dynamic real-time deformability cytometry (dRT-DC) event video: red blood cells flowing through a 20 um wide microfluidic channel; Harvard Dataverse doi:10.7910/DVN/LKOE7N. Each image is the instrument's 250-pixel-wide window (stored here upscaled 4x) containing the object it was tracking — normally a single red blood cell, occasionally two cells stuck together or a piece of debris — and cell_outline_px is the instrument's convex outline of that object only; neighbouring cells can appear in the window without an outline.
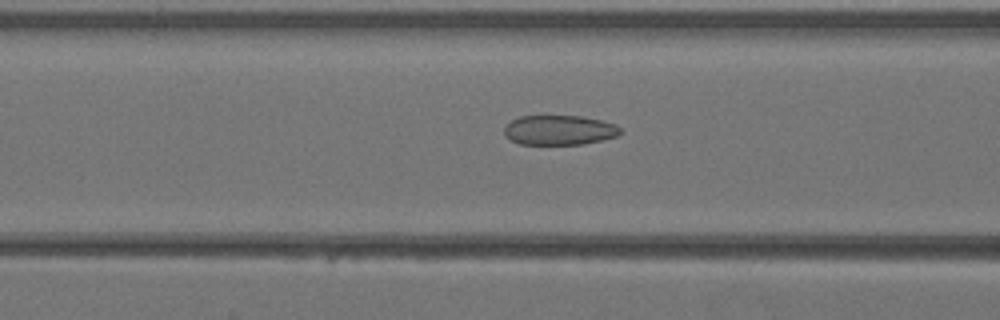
{"species": "Egyptian fruit bat (a non-hibernating species)", "species_latin": "Rousettus aegyptiacus", "temperature_condition": "warm", "stored_images_in_passage": 42, "camera_frame_rate_fps": 3000, "um_per_image_px": 0.085, "animal": {"sex": "female"}, "frame": {"image": 1, "passage_image": 17, "time_ms": 5.333, "image_size_px": [1000, 320], "cell_outline_px": [[620, 132], [616, 136], [584, 144], [520, 144], [512, 140], [504, 132], [504, 128], [512, 120], [520, 116], [580, 116], [600, 120], [616, 124], [620, 128]], "centroid_in_image_um": [47.54, 11.05], "position_along_channel_um": 119.1, "area_um2": 19.83}}
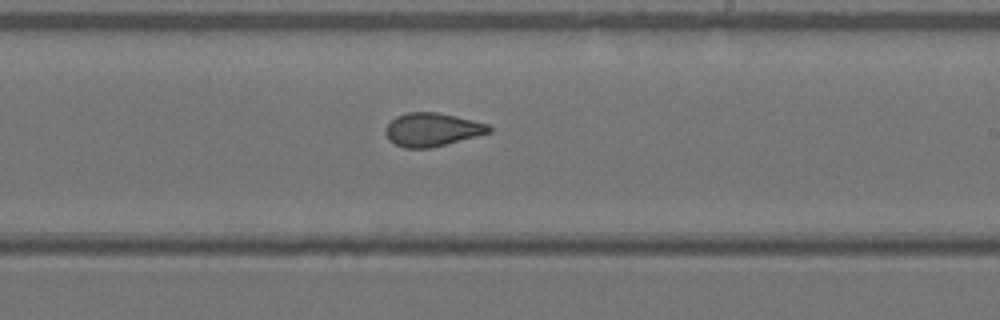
{"frame": {"image": 2, "passage_image": 25, "time_ms": 8.0, "image_size_px": [1000, 320], "cell_outline_px": [[492, 132], [432, 148], [404, 148], [388, 140], [384, 132], [388, 124], [396, 116], [408, 112], [436, 112], [456, 116], [488, 124], [492, 128]], "centroid_in_image_um": [36.73, 11.02], "position_along_channel_um": 252.3, "area_um2": 20.17}}
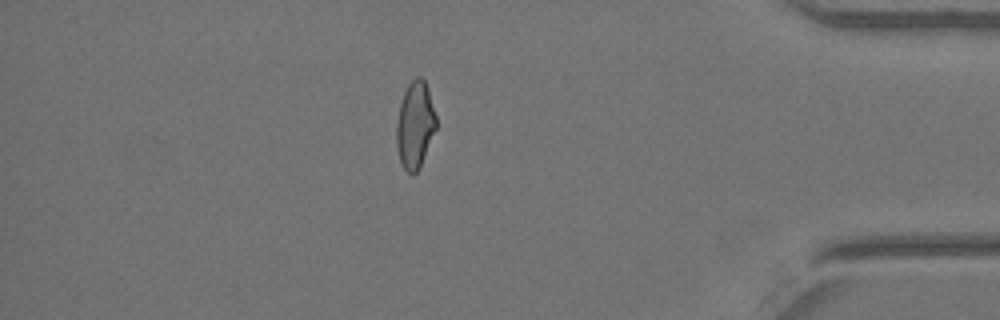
{"frame": {"image": 3, "passage_image": 36, "time_ms": 11.667, "image_size_px": [1000, 320], "cell_outline_px": [[436, 128], [420, 168], [412, 176], [404, 168], [400, 160], [396, 144], [396, 124], [400, 104], [404, 92], [408, 84], [416, 76], [420, 76], [424, 80], [428, 88], [436, 116]], "centroid_in_image_um": [35.28, 10.62], "position_along_channel_um": 399.9, "area_um2": 20.06}}